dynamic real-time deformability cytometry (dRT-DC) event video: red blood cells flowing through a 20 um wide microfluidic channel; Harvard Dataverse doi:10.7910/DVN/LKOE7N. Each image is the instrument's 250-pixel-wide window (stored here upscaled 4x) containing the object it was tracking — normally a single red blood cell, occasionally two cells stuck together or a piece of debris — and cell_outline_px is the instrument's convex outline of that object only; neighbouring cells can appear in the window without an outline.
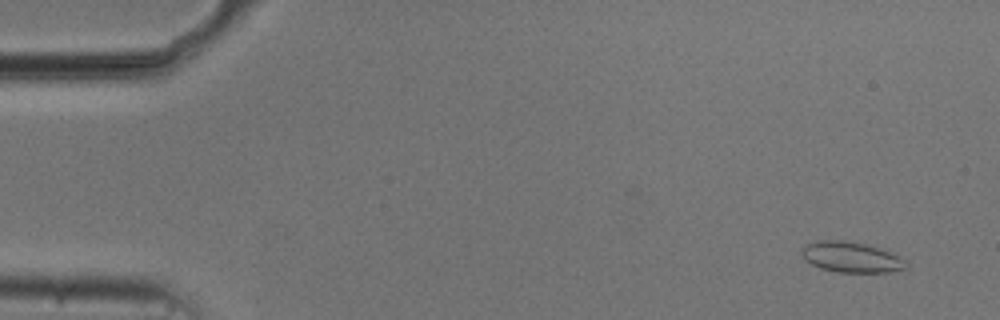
{"species": "common noctule bat (a hibernating species)", "species_latin": "Nyctalus noctula", "temperature_condition": "cold", "stored_images_in_passage": 55, "camera_frame_rate_fps": 3000, "um_per_image_px": 0.085, "animal": {"sex": "male", "body_mass_g": 20.5, "forearm_length_mm": 52.5}, "frame": {"image": 1, "passage_image": 4, "time_ms": 1.0, "image_size_px": [1000, 320], "cell_outline_px": [[908, 268], [888, 272], [836, 272], [820, 268], [804, 260], [800, 252], [808, 244], [820, 240], [844, 240], [864, 244], [892, 252], [904, 260]], "centroid_in_image_um": [72.34, 21.86], "position_along_channel_um": 12.7, "area_um2": 18.44}}
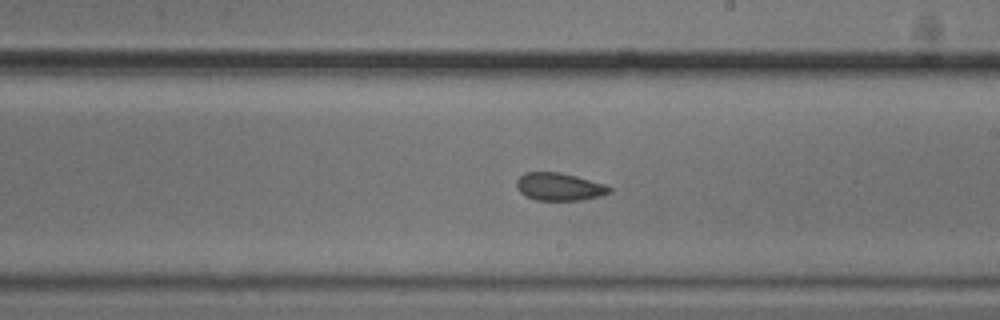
{"frame": {"image": 2, "passage_image": 32, "time_ms": 10.333, "image_size_px": [1000, 320], "cell_outline_px": [[612, 192], [600, 196], [580, 200], [536, 200], [524, 196], [516, 188], [516, 180], [524, 172], [560, 172], [576, 176], [604, 184], [612, 188]], "centroid_in_image_um": [47.51, 15.87], "position_along_channel_um": 241.5, "area_um2": 15.09}}
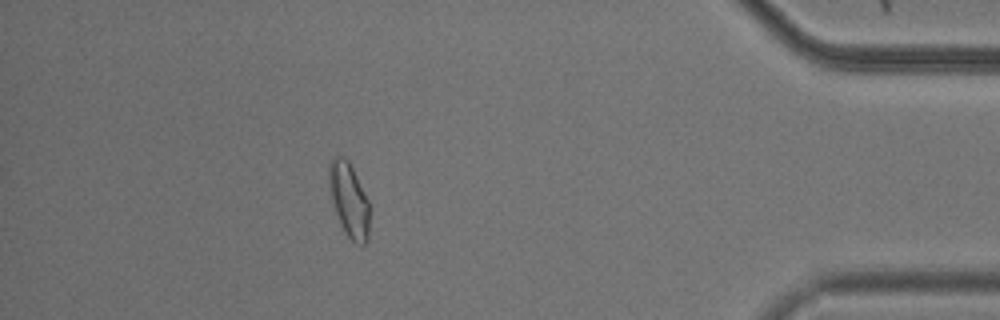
{"frame": {"image": 3, "passage_image": 49, "time_ms": 16.0, "image_size_px": [1000, 320], "cell_outline_px": [[368, 240], [364, 244], [356, 244], [348, 236], [340, 224], [332, 200], [328, 184], [328, 164], [336, 156], [344, 156], [348, 160], [368, 200]], "centroid_in_image_um": [29.64, 16.97], "position_along_channel_um": 405.6, "area_um2": 17.22}, "authors_computed_cell_mechanics": {"area_um2": 16.5308, "velocity_mm_per_s": 3.7114, "shape_relaxation_time_tau1_ms": null, "shape_relaxation_time_tau2_ms": 6.1626, "deformation_change_tau1": null, "deformation_change_tau2": 0.0792}}